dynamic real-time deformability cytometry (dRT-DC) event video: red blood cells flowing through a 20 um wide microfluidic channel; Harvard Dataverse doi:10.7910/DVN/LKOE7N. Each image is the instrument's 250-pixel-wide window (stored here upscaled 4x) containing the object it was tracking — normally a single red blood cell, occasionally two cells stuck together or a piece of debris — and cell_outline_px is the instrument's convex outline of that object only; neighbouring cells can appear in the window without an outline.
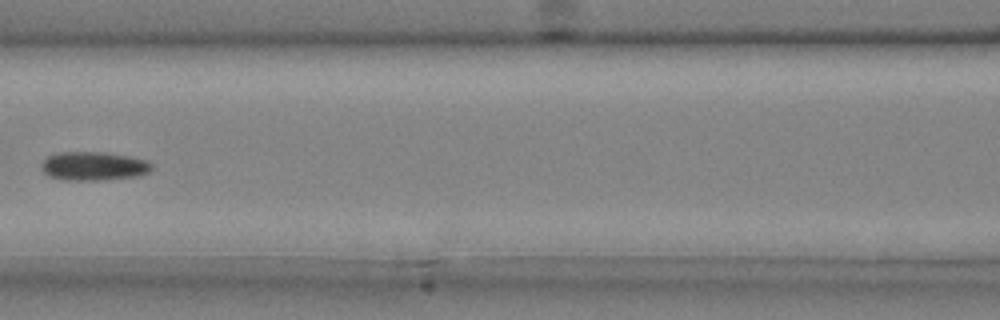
{"species": "common noctule bat (a hibernating species)", "species_latin": "Nyctalus noctula", "temperature_condition": "cold", "stored_images_in_passage": 6, "camera_frame_rate_fps": 3000, "um_per_image_px": 0.085, "animal": {"sex": "male", "body_mass_g": 20.4}, "frame": {"image": 1, "passage_image": 6, "time_ms": 1.667, "image_size_px": [1000, 320], "cell_outline_px": [[152, 168], [148, 172], [140, 176], [100, 180], [64, 180], [48, 176], [40, 168], [40, 164], [48, 156], [56, 152], [104, 152], [128, 156], [148, 160], [152, 164]], "centroid_in_image_um": [7.94, 14.12], "position_along_channel_um": 158.7, "area_um2": 18.67}}